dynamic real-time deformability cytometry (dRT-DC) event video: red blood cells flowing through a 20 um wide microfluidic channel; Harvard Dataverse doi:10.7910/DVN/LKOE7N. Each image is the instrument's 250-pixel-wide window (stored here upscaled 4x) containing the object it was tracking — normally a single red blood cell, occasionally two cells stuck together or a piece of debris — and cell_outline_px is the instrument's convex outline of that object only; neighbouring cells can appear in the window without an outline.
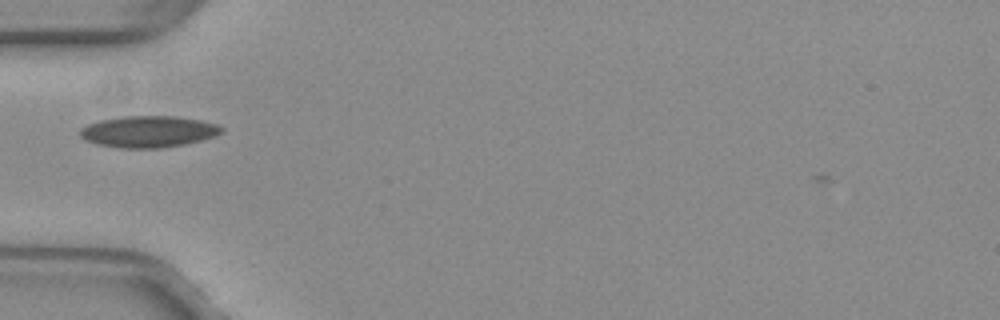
{"species": "common noctule bat (a hibernating species)", "species_latin": "Nyctalus noctula", "temperature_condition": "warm", "stored_images_in_passage": 24, "camera_frame_rate_fps": 3000, "um_per_image_px": 0.085, "animal": {"sex": "female", "body_mass_g": 29.2, "forearm_length_mm": 56.3}, "frame": {"image": 1, "passage_image": 1, "time_ms": 0.0, "image_size_px": [1000, 320], "cell_outline_px": [[224, 128], [220, 132], [212, 136], [200, 140], [184, 144], [160, 148], [120, 148], [96, 144], [84, 140], [80, 136], [80, 128], [88, 124], [100, 120], [124, 116], [176, 116], [200, 120], [216, 124]], "centroid_in_image_um": [12.56, 11.18], "position_along_channel_um": 72.4, "area_um2": 25.84}}
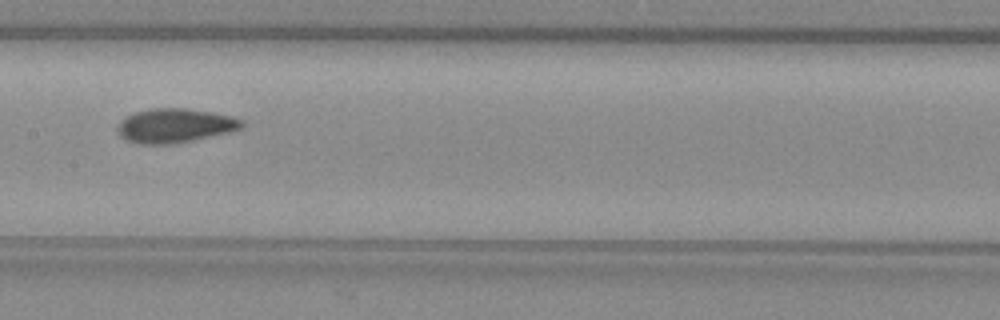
{"frame": {"image": 2, "passage_image": 10, "time_ms": 3.0, "image_size_px": [1000, 320], "cell_outline_px": [[244, 124], [240, 128], [228, 132], [192, 140], [172, 144], [140, 144], [128, 140], [120, 136], [116, 128], [120, 120], [136, 112], [152, 108], [184, 108], [212, 112], [232, 116], [244, 120]], "centroid_in_image_um": [14.85, 10.67], "position_along_channel_um": 192.5, "area_um2": 24.57}}
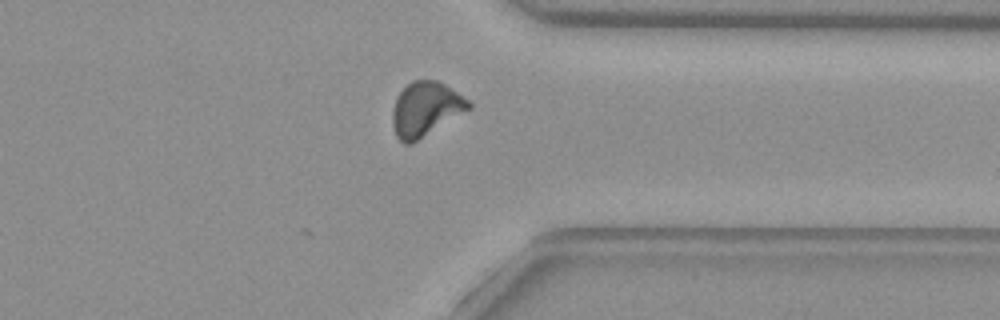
{"frame": {"image": 3, "passage_image": 24, "time_ms": 7.667, "image_size_px": [1000, 320], "cell_outline_px": [[472, 108], [416, 140], [408, 144], [404, 144], [396, 136], [392, 124], [392, 112], [396, 96], [412, 80], [436, 80], [444, 84], [468, 100], [472, 104]], "centroid_in_image_um": [36.15, 9.26], "position_along_channel_um": 375.2, "area_um2": 23.7}, "authors_computed_cell_mechanics": {"area_um2": 23.6691, "velocity_mm_per_s": 3.9861, "shape_relaxation_time_tau1_ms": null, "shape_relaxation_time_tau2_ms": 1.37, "deformation_change_tau1": null, "deformation_change_tau2": 0.0508}}